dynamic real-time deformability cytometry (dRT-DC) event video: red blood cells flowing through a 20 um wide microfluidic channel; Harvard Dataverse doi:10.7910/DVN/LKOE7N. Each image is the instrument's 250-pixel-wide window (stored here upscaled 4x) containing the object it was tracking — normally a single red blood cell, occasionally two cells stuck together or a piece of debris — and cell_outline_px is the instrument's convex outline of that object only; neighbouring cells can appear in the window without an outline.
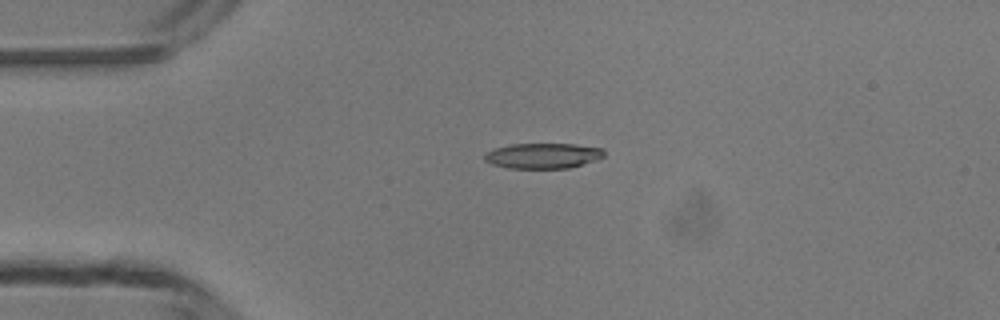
{"species": "common noctule bat (a hibernating species)", "species_latin": "Nyctalus noctula", "temperature_condition": "room temperature", "stored_images_in_passage": 4, "camera_frame_rate_fps": 3000, "um_per_image_px": 0.085, "animal": {"sex": "male", "body_mass_g": 13.3}, "frame": {"image": 1, "passage_image": 3, "time_ms": 2.333, "image_size_px": [1000, 320], "cell_outline_px": [[604, 156], [596, 160], [568, 168], [508, 168], [492, 164], [484, 160], [484, 152], [496, 148], [512, 144], [572, 144], [604, 148]], "centroid_in_image_um": [46.14, 13.24], "position_along_channel_um": 38.9, "area_um2": 17.63}}